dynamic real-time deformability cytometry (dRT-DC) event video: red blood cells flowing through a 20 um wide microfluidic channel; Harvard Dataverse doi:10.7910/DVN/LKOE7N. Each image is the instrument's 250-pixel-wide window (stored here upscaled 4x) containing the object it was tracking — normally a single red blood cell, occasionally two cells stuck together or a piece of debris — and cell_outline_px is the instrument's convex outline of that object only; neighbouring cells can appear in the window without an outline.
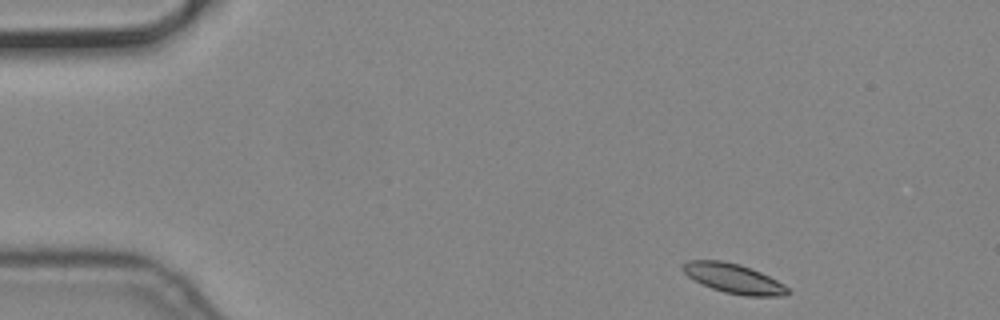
{"species": "common noctule bat (a hibernating species)", "species_latin": "Nyctalus noctula", "temperature_condition": "cold", "stored_images_in_passage": 51, "camera_frame_rate_fps": 3000, "um_per_image_px": 0.085, "animal": {"sex": "male", "body_mass_g": 19.2, "forearm_length_mm": 51.8}, "frame": {"image": 1, "passage_image": 1, "time_ms": 0.0, "image_size_px": [1000, 320], "cell_outline_px": [[792, 292], [784, 296], [744, 296], [724, 292], [712, 288], [688, 276], [680, 268], [680, 264], [688, 260], [720, 260], [740, 264], [760, 272], [784, 284]], "centroid_in_image_um": [62.36, 23.67], "position_along_channel_um": 22.6, "area_um2": 18.09}}
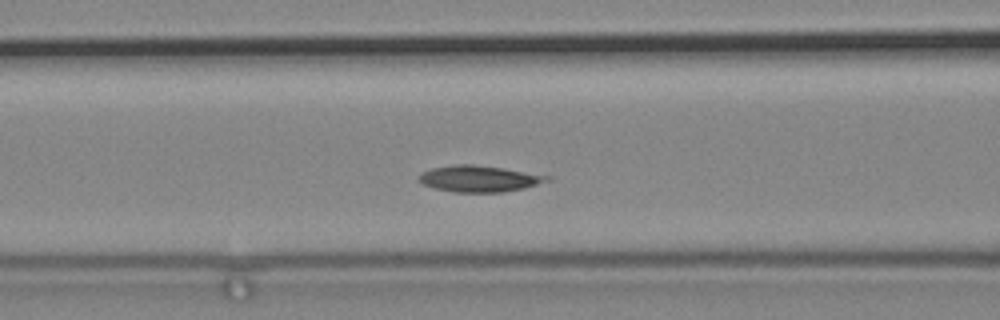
{"frame": {"image": 2, "passage_image": 17, "time_ms": 5.333, "image_size_px": [1000, 320], "cell_outline_px": [[552, 180], [524, 188], [504, 192], [452, 192], [436, 188], [424, 184], [420, 180], [420, 176], [424, 172], [432, 168], [456, 164], [472, 164], [500, 168], [552, 176]], "centroid_in_image_um": [40.79, 15.19], "position_along_channel_um": 125.8, "area_um2": 19.36}}
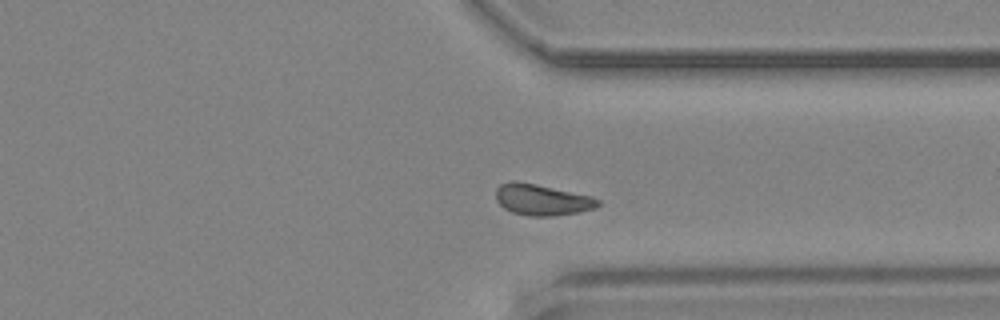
{"frame": {"image": 3, "passage_image": 37, "time_ms": 12.0, "image_size_px": [1000, 320], "cell_outline_px": [[600, 204], [596, 208], [580, 212], [552, 216], [528, 216], [512, 212], [504, 208], [496, 200], [496, 188], [500, 184], [512, 180], [516, 180], [536, 184], [592, 196], [600, 200]], "centroid_in_image_um": [46.07, 16.97], "position_along_channel_um": 365.3, "area_um2": 18.67}}